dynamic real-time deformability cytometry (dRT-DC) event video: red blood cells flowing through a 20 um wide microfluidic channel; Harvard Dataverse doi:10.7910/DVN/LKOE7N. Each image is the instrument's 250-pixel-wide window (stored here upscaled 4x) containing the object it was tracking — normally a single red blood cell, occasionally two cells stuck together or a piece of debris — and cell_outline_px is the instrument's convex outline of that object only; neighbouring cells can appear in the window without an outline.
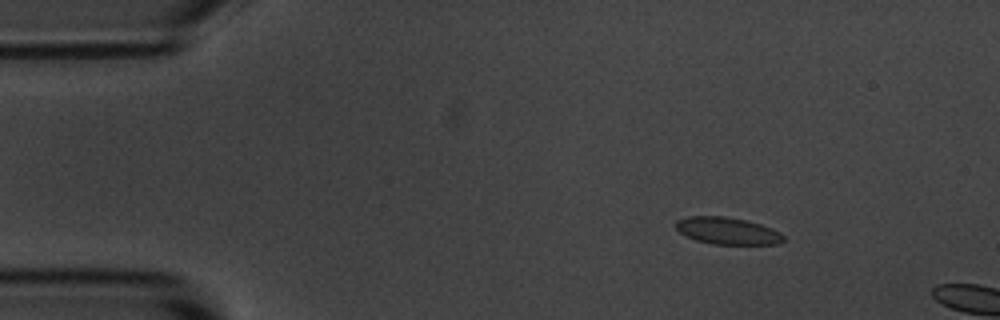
{"species": "common noctule bat (a hibernating species)", "species_latin": "Nyctalus noctula", "temperature_condition": "room temperature", "stored_images_in_passage": 3, "camera_frame_rate_fps": 3000, "um_per_image_px": 0.085, "animal": {"sex": "male", "body_mass_g": 20.1, "forearm_length_mm": 53.5}, "frame": {"image": 1, "passage_image": 1, "time_ms": 0.0, "image_size_px": [1000, 320], "cell_outline_px": [[784, 240], [780, 244], [712, 244], [696, 240], [680, 232], [676, 228], [676, 220], [688, 216], [724, 216], [744, 220], [760, 224], [772, 228], [780, 232], [784, 236]], "centroid_in_image_um": [61.85, 19.62], "position_along_channel_um": 23.2, "area_um2": 16.88}}